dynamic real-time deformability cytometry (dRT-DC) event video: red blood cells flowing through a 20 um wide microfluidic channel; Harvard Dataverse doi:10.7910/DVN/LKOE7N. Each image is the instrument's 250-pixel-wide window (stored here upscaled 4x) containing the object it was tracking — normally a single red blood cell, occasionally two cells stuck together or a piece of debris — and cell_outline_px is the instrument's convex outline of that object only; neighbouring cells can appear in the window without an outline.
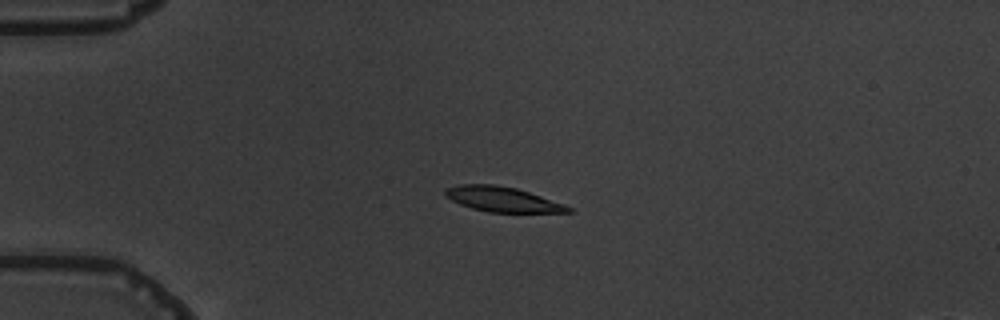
{"species": "common noctule bat (a hibernating species)", "species_latin": "Nyctalus noctula", "temperature_condition": "warm", "stored_images_in_passage": 4, "camera_frame_rate_fps": 3000, "um_per_image_px": 0.085, "animal": {"sex": "male", "body_mass_g": 19.5, "forearm_length_mm": 54.6}, "frame": {"image": 1, "passage_image": 3, "time_ms": 3.333, "image_size_px": [1000, 320], "cell_outline_px": [[572, 212], [488, 212], [472, 208], [460, 204], [444, 196], [444, 188], [460, 184], [492, 184], [516, 188], [564, 204], [572, 208]], "centroid_in_image_um": [42.65, 16.93], "position_along_channel_um": 42.3, "area_um2": 17.74}}